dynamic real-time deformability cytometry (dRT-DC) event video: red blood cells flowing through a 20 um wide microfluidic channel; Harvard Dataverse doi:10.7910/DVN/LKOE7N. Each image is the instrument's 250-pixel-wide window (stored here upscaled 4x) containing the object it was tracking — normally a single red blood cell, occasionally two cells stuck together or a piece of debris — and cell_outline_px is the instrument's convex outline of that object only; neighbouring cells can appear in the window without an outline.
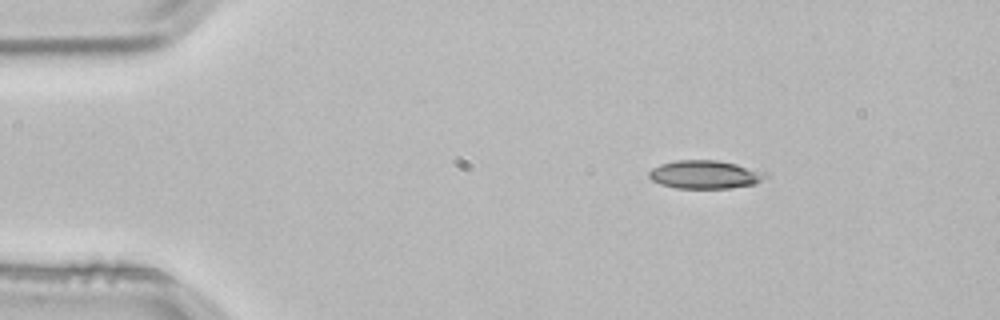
{"species": "common noctule bat (a hibernating species)", "species_latin": "Nyctalus noctula", "temperature_condition": "room temperature", "stored_images_in_passage": 3, "camera_frame_rate_fps": 3000, "um_per_image_px": 0.085, "animal": {"sex": "male", "body_mass_g": 21.5, "forearm_length_mm": 52.0}, "frame": {"image": 1, "passage_image": 1, "time_ms": 0.0, "image_size_px": [1000, 320], "cell_outline_px": [[768, 176], [756, 184], [724, 188], [676, 188], [660, 184], [652, 180], [648, 176], [648, 172], [652, 168], [660, 164], [676, 160], [716, 160], [736, 164], [764, 172]], "centroid_in_image_um": [59.88, 14.83], "position_along_channel_um": 25.1, "area_um2": 19.07}}
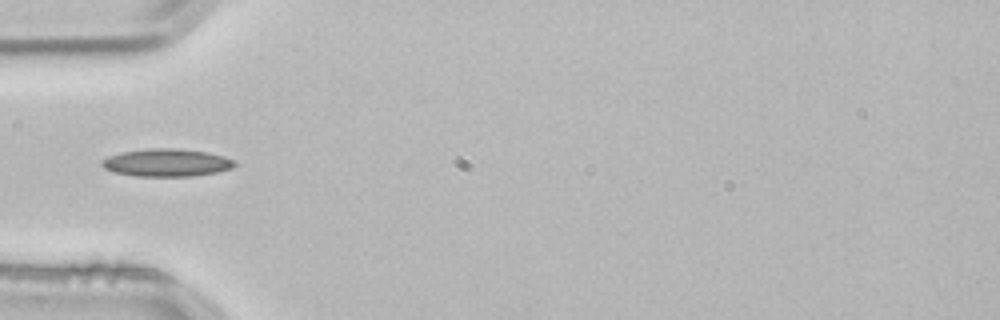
{"frame": {"image": 2, "passage_image": 3, "time_ms": 0.667, "image_size_px": [1000, 320], "cell_outline_px": [[236, 164], [232, 168], [216, 172], [192, 176], [136, 176], [112, 172], [104, 168], [100, 164], [100, 160], [108, 156], [124, 152], [148, 148], [176, 148], [208, 152], [224, 156], [232, 160]], "centroid_in_image_um": [14.13, 13.82], "position_along_channel_um": 70.9, "area_um2": 21.44}}